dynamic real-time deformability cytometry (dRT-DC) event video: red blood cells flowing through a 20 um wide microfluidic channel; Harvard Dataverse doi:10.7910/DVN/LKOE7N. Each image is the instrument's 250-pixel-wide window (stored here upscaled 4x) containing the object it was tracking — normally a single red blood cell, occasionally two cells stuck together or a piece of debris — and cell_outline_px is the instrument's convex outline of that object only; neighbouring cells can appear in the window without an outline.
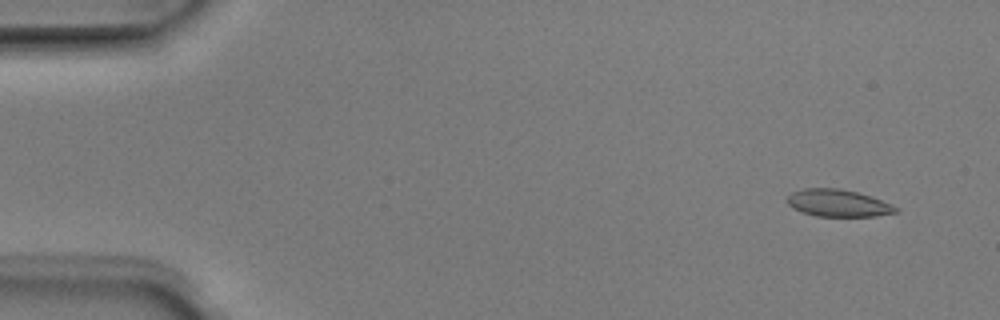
{"species": "Egyptian fruit bat (a non-hibernating species)", "species_latin": "Rousettus aegyptiacus", "temperature_condition": "room temperature", "stored_images_in_passage": 5, "camera_frame_rate_fps": 3000, "um_per_image_px": 0.085, "animal": {"sex": "male"}, "frame": {"image": 1, "passage_image": 1, "time_ms": 0.0, "image_size_px": [1000, 320], "cell_outline_px": [[900, 212], [876, 216], [816, 216], [792, 208], [788, 204], [788, 196], [792, 192], [804, 188], [840, 188], [856, 192], [880, 200], [900, 208]], "centroid_in_image_um": [71.25, 17.27], "position_along_channel_um": 13.8, "area_um2": 17.05}}